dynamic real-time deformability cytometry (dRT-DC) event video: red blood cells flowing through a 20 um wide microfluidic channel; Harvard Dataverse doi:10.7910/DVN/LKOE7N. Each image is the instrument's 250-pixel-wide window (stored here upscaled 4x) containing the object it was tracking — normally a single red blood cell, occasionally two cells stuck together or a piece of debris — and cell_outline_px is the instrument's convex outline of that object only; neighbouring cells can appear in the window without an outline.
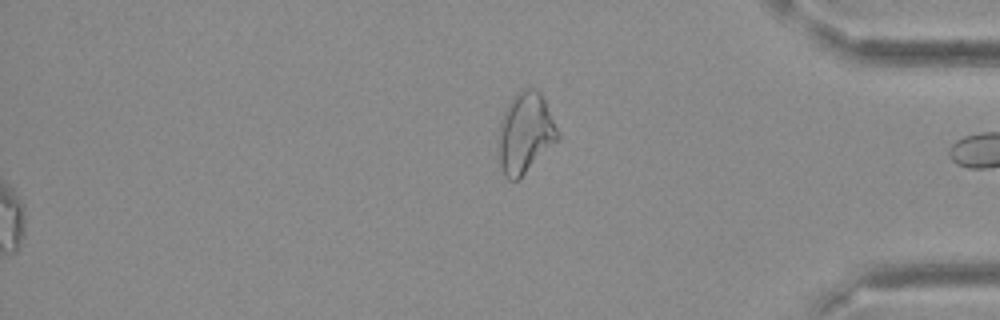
{"species": "Egyptian fruit bat (a non-hibernating species)", "species_latin": "Rousettus aegyptiacus", "temperature_condition": "cold", "stored_images_in_passage": 42, "segment_of_instrument_passage": [2, 2], "camera_frame_rate_fps": 3000, "um_per_image_px": 0.085, "frame": {"image": 1, "passage_image": 42, "time_ms": 13.667, "image_size_px": [1000, 320], "cell_outline_px": [[560, 140], [520, 180], [508, 180], [504, 176], [500, 164], [500, 120], [512, 96], [516, 92], [524, 88], [536, 88], [540, 92], [544, 100], [560, 136]], "centroid_in_image_um": [44.67, 11.34], "position_along_channel_um": 390.5, "area_um2": 27.98}}